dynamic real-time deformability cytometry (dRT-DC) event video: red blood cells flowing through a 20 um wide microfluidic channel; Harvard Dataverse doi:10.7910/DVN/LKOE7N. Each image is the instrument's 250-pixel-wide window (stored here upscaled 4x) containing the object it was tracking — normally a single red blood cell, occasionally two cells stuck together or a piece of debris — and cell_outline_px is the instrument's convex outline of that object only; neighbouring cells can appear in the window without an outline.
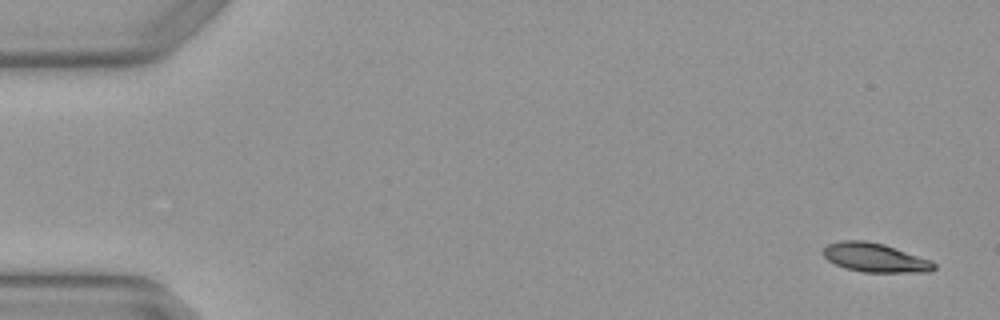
{"species": "Egyptian fruit bat (a non-hibernating species)", "species_latin": "Rousettus aegyptiacus", "temperature_condition": "warm", "stored_images_in_passage": 10, "camera_frame_rate_fps": 3000, "um_per_image_px": 0.085, "animal": {"sex": "female"}, "frame": {"image": 1, "passage_image": 1, "time_ms": 0.0, "image_size_px": [1000, 320], "cell_outline_px": [[936, 268], [928, 272], [864, 272], [844, 268], [828, 260], [820, 252], [828, 244], [840, 240], [864, 240], [884, 244], [932, 260], [936, 264]], "centroid_in_image_um": [74.37, 21.89], "position_along_channel_um": 10.6, "area_um2": 18.84}}